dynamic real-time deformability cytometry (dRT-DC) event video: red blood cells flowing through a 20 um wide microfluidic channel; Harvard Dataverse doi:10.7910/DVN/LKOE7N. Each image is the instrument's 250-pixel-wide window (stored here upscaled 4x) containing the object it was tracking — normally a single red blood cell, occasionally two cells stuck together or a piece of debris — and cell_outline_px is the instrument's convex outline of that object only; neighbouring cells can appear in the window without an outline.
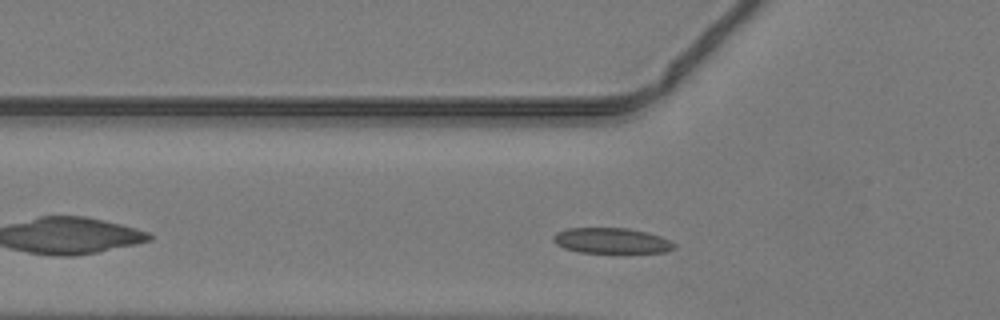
{"species": "common noctule bat (a hibernating species)", "species_latin": "Nyctalus noctula", "temperature_condition": "warm", "stored_images_in_passage": 38, "camera_frame_rate_fps": 3000, "um_per_image_px": 0.085, "animal": {"sex": "male", "body_mass_g": 19.2, "forearm_length_mm": 51.8}, "frame": {"image": 1, "passage_image": 5, "time_ms": 1.333, "image_size_px": [1000, 320], "cell_outline_px": [[676, 248], [664, 252], [580, 252], [564, 248], [556, 244], [552, 240], [552, 236], [556, 232], [568, 228], [628, 228], [648, 232], [660, 236], [676, 244]], "centroid_in_image_um": [51.96, 20.45], "position_along_channel_um": 73.8, "area_um2": 17.92}}
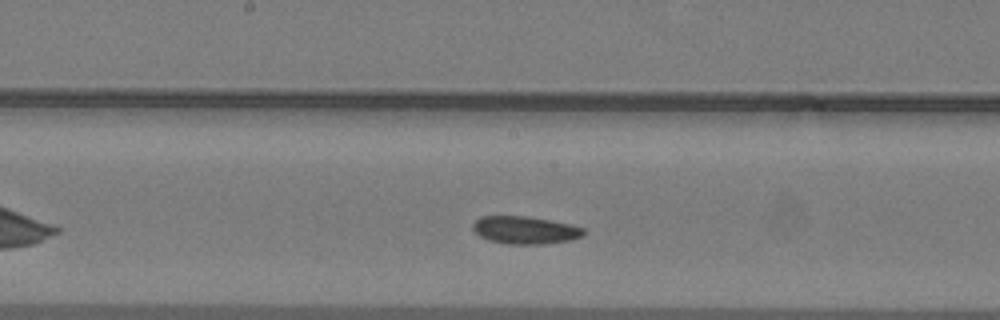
{"frame": {"image": 2, "passage_image": 14, "time_ms": 4.333, "image_size_px": [1000, 320], "cell_outline_px": [[584, 236], [568, 240], [544, 244], [508, 244], [488, 240], [480, 236], [472, 228], [472, 224], [480, 216], [524, 216], [572, 224], [584, 228]], "centroid_in_image_um": [44.62, 19.56], "position_along_channel_um": 203.6, "area_um2": 17.8}}
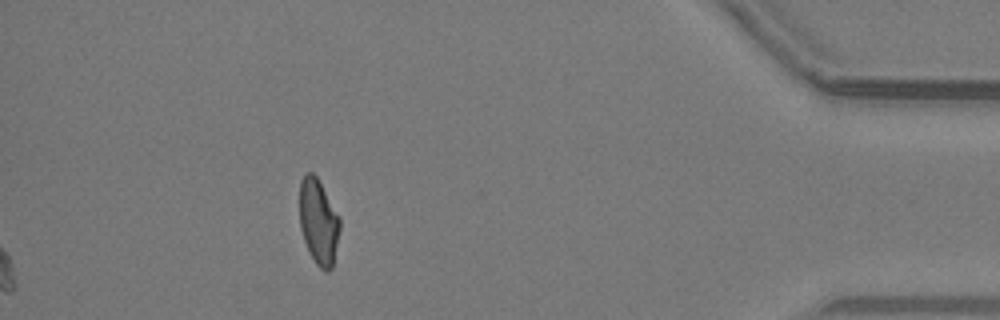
{"frame": {"image": 3, "passage_image": 38, "time_ms": 12.333, "image_size_px": [1000, 320], "cell_outline_px": [[340, 228], [332, 268], [328, 272], [324, 272], [316, 264], [304, 240], [300, 228], [300, 180], [304, 172], [312, 172], [316, 176], [340, 216]], "centroid_in_image_um": [27.08, 18.83], "position_along_channel_um": 408.1, "area_um2": 20.06}}